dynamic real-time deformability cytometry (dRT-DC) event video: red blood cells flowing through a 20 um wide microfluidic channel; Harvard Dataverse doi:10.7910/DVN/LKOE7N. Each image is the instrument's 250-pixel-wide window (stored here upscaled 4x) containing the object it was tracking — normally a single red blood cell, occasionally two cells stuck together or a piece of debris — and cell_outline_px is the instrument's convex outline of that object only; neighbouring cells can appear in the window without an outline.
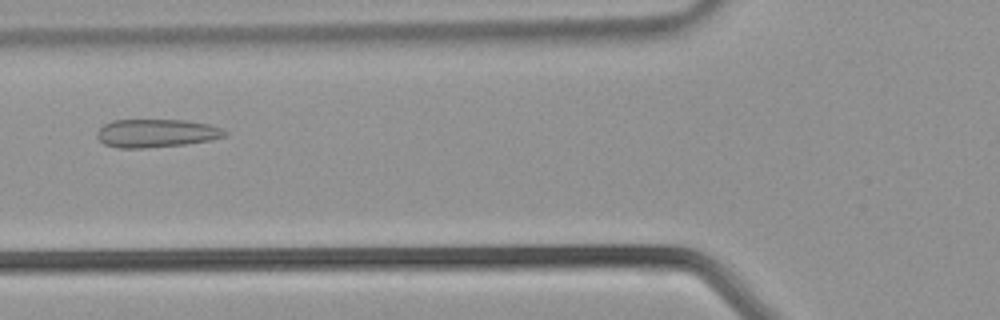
{"species": "common noctule bat (a hibernating species)", "species_latin": "Nyctalus noctula", "temperature_condition": "warm", "stored_images_in_passage": 36, "camera_frame_rate_fps": 3000, "um_per_image_px": 0.085, "animal": {"sex": "male", "body_mass_g": 21.5, "forearm_length_mm": 52.0}, "frame": {"image": 1, "passage_image": 12, "time_ms": 3.667, "image_size_px": [1000, 320], "cell_outline_px": [[228, 132], [224, 136], [212, 140], [184, 144], [144, 148], [116, 148], [104, 144], [96, 136], [96, 132], [104, 124], [112, 120], [188, 120], [208, 124], [220, 128]], "centroid_in_image_um": [13.26, 11.32], "position_along_channel_um": 112.5, "area_um2": 21.04}}
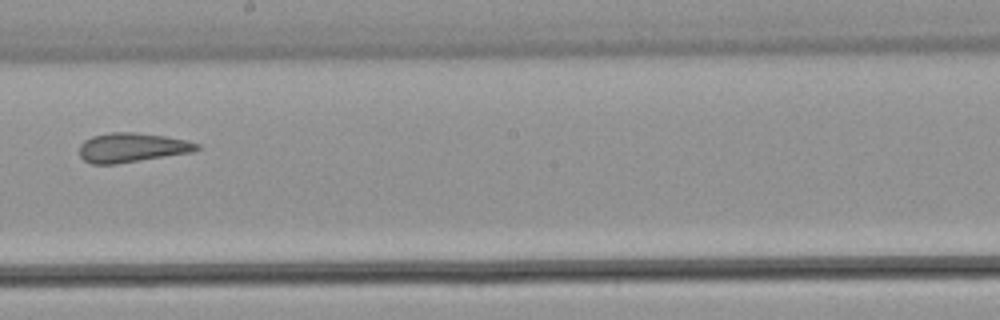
{"frame": {"image": 2, "passage_image": 19, "time_ms": 6.0, "image_size_px": [1000, 320], "cell_outline_px": [[204, 148], [192, 152], [116, 164], [92, 164], [84, 160], [80, 156], [80, 144], [84, 140], [92, 136], [112, 132], [136, 132], [164, 136], [188, 140], [200, 144]], "centroid_in_image_um": [11.25, 12.54], "position_along_channel_um": 237.0, "area_um2": 20.23}}
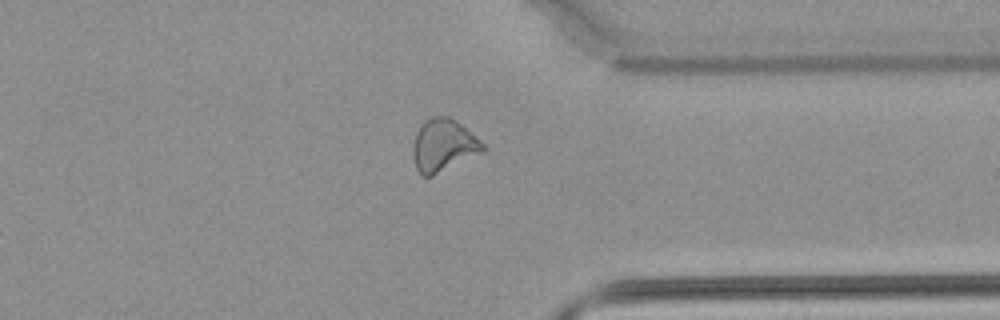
{"frame": {"image": 3, "passage_image": 27, "time_ms": 8.667, "image_size_px": [1000, 320], "cell_outline_px": [[488, 148], [484, 152], [432, 176], [424, 176], [416, 168], [412, 152], [412, 148], [416, 132], [420, 124], [424, 120], [432, 116], [448, 116], [456, 120], [480, 140]], "centroid_in_image_um": [37.69, 12.34], "position_along_channel_um": 373.7, "area_um2": 21.5}}